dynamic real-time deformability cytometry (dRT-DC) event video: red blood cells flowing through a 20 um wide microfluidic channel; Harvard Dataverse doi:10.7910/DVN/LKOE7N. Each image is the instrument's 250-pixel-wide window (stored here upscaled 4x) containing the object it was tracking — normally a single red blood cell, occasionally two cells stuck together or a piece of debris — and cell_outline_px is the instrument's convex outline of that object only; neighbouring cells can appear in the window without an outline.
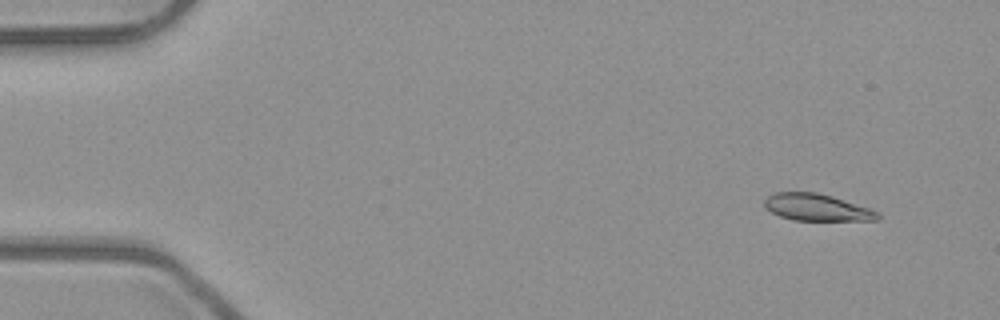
{"species": "common noctule bat (a hibernating species)", "species_latin": "Nyctalus noctula", "temperature_condition": "room temperature", "stored_images_in_passage": 4, "camera_frame_rate_fps": 3000, "um_per_image_px": 0.085, "animal": {"sex": "male", "body_mass_g": 23.1, "forearm_length_mm": 52.7}, "frame": {"image": 1, "passage_image": 1, "time_ms": 0.0, "image_size_px": [1000, 320], "cell_outline_px": [[880, 220], [792, 220], [780, 216], [764, 208], [764, 200], [768, 196], [776, 192], [816, 192], [832, 196], [868, 208], [876, 212], [880, 216]], "centroid_in_image_um": [69.38, 17.63], "position_along_channel_um": 15.6, "area_um2": 17.57}}
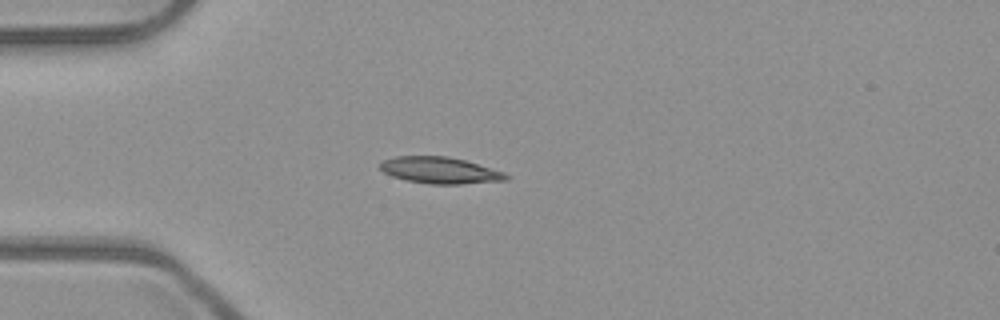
{"frame": {"image": 2, "passage_image": 3, "time_ms": 0.667, "image_size_px": [1000, 320], "cell_outline_px": [[512, 176], [508, 180], [460, 184], [428, 184], [408, 180], [392, 176], [384, 172], [380, 168], [380, 160], [396, 156], [448, 156], [464, 160], [504, 172]], "centroid_in_image_um": [37.4, 14.47], "position_along_channel_um": 47.6, "area_um2": 19.48}}